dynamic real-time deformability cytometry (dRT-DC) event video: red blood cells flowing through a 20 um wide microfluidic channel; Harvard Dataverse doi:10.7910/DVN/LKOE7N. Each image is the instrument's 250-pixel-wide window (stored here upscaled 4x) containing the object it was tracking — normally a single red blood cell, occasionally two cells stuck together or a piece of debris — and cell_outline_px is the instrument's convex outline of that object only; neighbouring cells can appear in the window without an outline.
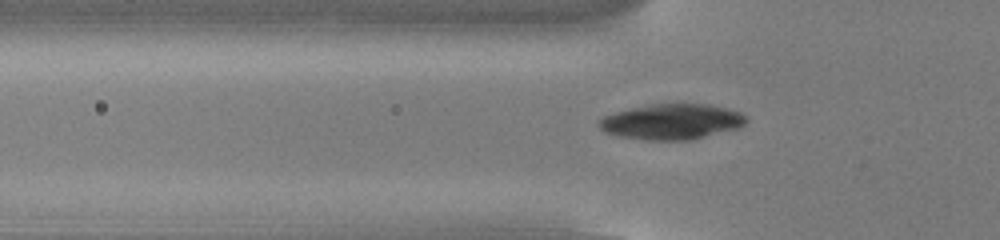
{"species": "common noctule bat (a hibernating species)", "species_latin": "Nyctalus noctula", "temperature_condition": "cold", "stored_images_in_passage": 54, "camera_frame_rate_fps": 3000, "um_per_image_px": 0.085, "animal": {"sex": "male", "body_mass_g": 13.0, "forearm_length_mm": 53.1}, "frame": {"image": 1, "passage_image": 18, "time_ms": 5.667, "image_size_px": [1000, 240], "cell_outline_px": [[748, 120], [744, 124], [736, 128], [692, 140], [644, 140], [620, 136], [604, 132], [596, 124], [596, 120], [604, 116], [616, 112], [632, 108], [652, 104], [712, 104], [728, 108], [740, 112], [748, 116]], "centroid_in_image_um": [57.09, 10.34], "position_along_channel_um": 68.7, "area_um2": 30.58}}
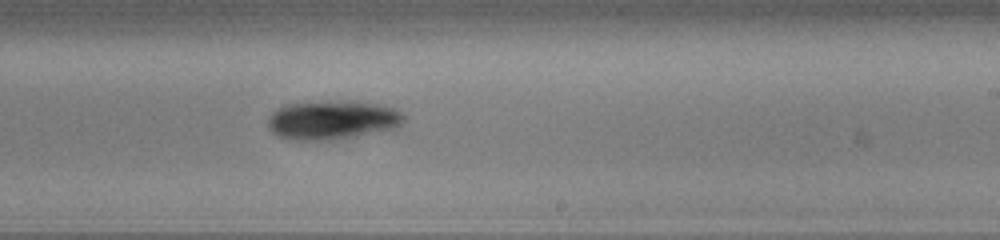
{"frame": {"image": 2, "passage_image": 33, "time_ms": 10.667, "image_size_px": [1000, 240], "cell_outline_px": [[404, 120], [396, 128], [352, 136], [324, 140], [288, 140], [276, 136], [268, 128], [268, 120], [272, 112], [276, 108], [284, 104], [348, 100], [352, 100], [376, 104], [392, 108], [400, 112], [404, 116]], "centroid_in_image_um": [28.18, 10.19], "position_along_channel_um": 260.8, "area_um2": 30.75}}
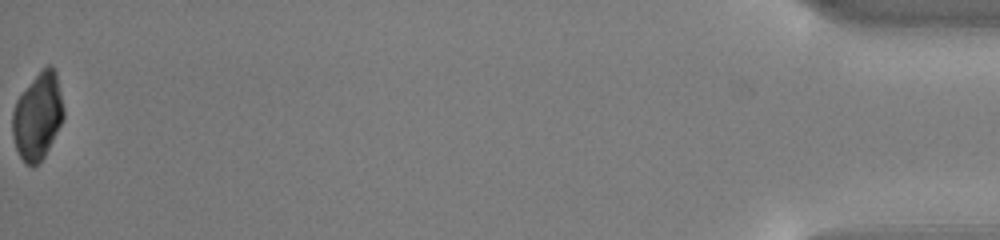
{"frame": {"image": 3, "passage_image": 54, "time_ms": 17.667, "image_size_px": [1000, 240], "cell_outline_px": [[64, 120], [44, 156], [32, 168], [20, 156], [16, 148], [12, 136], [12, 112], [16, 100], [36, 76], [48, 64], [52, 64], [56, 72], [64, 108]], "centroid_in_image_um": [3.21, 9.88], "position_along_channel_um": 432.0, "area_um2": 25.66}, "authors_computed_cell_mechanics": {"area_um2": 28.4087, "velocity_mm_per_s": 3.8611, "shape_relaxation_time_tau1_ms": 5.0811, "shape_relaxation_time_tau2_ms": null, "deformation_change_tau1": 0.1594, "deformation_change_tau2": null}}